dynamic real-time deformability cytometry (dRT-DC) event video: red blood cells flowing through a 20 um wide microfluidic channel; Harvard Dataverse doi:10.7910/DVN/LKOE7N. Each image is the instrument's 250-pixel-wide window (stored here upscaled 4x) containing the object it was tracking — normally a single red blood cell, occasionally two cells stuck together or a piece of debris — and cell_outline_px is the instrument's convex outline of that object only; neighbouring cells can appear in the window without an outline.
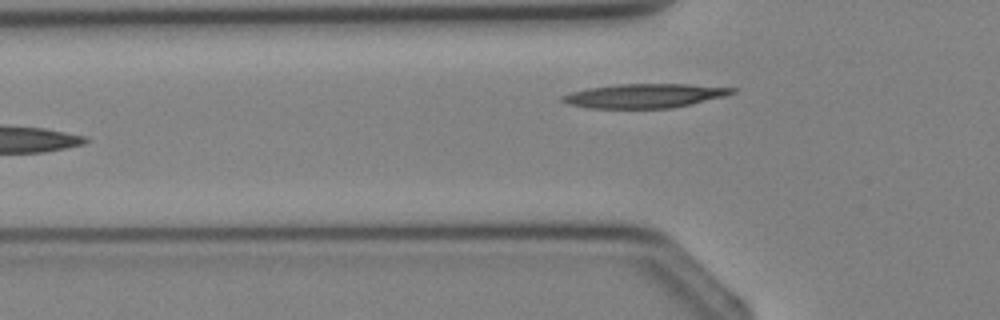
{"species": "Egyptian fruit bat (a non-hibernating species)", "species_latin": "Rousettus aegyptiacus", "temperature_condition": "cold", "stored_images_in_passage": 5, "camera_frame_rate_fps": 3000, "um_per_image_px": 0.085, "animal": {"sex": "female"}, "frame": {"image": 1, "passage_image": 5, "time_ms": 4.667, "image_size_px": [1000, 320], "cell_outline_px": [[736, 92], [724, 96], [672, 108], [588, 108], [568, 104], [560, 100], [560, 96], [572, 92], [588, 88], [616, 84], [688, 84], [736, 88]], "centroid_in_image_um": [54.75, 8.14], "position_along_channel_um": 71.0, "area_um2": 23.76}}